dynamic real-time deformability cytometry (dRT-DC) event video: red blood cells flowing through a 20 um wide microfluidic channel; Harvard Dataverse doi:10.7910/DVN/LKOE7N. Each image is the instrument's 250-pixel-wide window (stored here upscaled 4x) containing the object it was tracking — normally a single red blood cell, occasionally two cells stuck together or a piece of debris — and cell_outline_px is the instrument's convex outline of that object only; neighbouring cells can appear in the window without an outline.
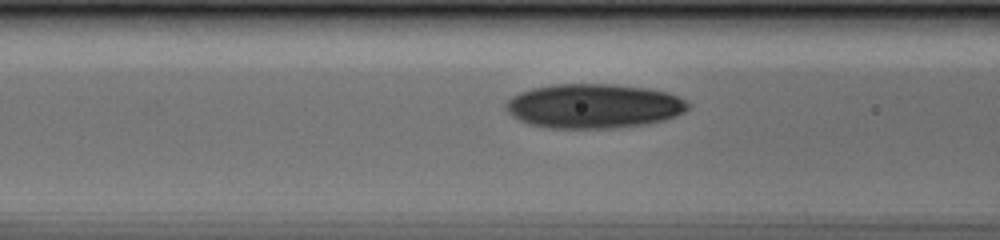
{"species": "human", "species_latin": "Homo sapiens", "temperature_condition": "cold", "stored_images_in_passage": 35, "camera_frame_rate_fps": 3000, "um_per_image_px": 0.085, "donor": {"sex": "male"}, "frame": {"image": 1, "passage_image": 5, "time_ms": 1.333, "image_size_px": [1000, 240], "cell_outline_px": [[692, 104], [684, 112], [664, 120], [648, 124], [612, 128], [548, 128], [528, 124], [512, 116], [504, 108], [504, 104], [512, 96], [520, 92], [532, 88], [552, 84], [612, 84], [644, 88], [668, 92]], "centroid_in_image_um": [50.44, 9.02], "position_along_channel_um": 116.2, "area_um2": 47.28}}
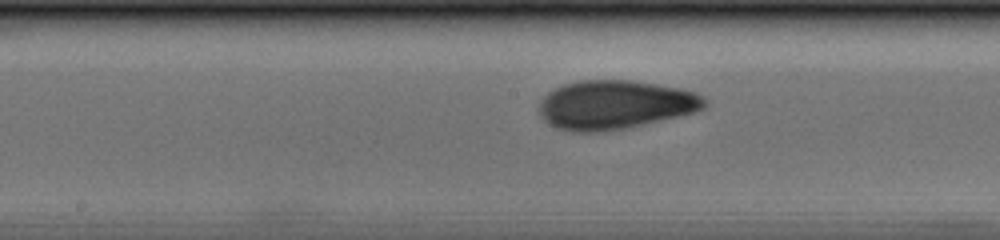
{"frame": {"image": 2, "passage_image": 11, "time_ms": 3.333, "image_size_px": [1000, 240], "cell_outline_px": [[708, 104], [704, 108], [696, 112], [628, 128], [600, 132], [572, 132], [556, 128], [548, 124], [540, 116], [540, 104], [544, 96], [548, 92], [564, 84], [580, 80], [632, 80], [656, 84], [696, 92], [704, 96], [708, 100]], "centroid_in_image_um": [52.3, 8.91], "position_along_channel_um": 195.9, "area_um2": 47.4}}
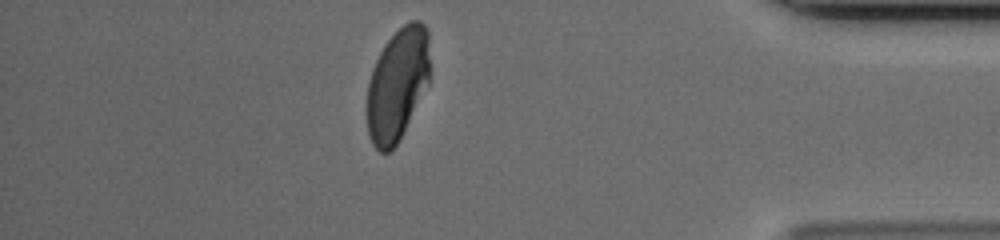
{"frame": {"image": 3, "passage_image": 29, "time_ms": 9.333, "image_size_px": [1000, 240], "cell_outline_px": [[432, 68], [428, 84], [400, 140], [388, 152], [380, 152], [372, 144], [368, 136], [368, 80], [372, 68], [384, 44], [408, 20], [420, 20], [428, 28]], "centroid_in_image_um": [33.83, 7.13], "position_along_channel_um": 401.4, "area_um2": 41.85}}